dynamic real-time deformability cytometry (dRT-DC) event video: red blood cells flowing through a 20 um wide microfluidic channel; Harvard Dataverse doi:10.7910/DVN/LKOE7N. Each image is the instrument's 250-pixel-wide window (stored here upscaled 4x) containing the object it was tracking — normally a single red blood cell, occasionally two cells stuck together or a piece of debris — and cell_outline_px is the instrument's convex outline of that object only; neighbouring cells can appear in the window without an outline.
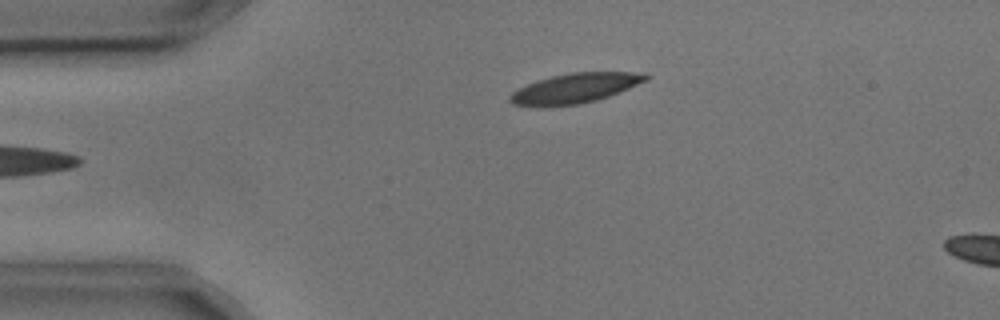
{"species": "common noctule bat (a hibernating species)", "species_latin": "Nyctalus noctula", "temperature_condition": "cold", "stored_images_in_passage": 4, "camera_frame_rate_fps": 3000, "um_per_image_px": 0.085, "animal": {"sex": "male", "body_mass_g": 17.9, "forearm_length_mm": 54.2}, "frame": {"image": 1, "passage_image": 4, "time_ms": 1.0, "image_size_px": [1000, 320], "cell_outline_px": [[648, 80], [608, 96], [596, 100], [580, 104], [512, 104], [508, 100], [508, 96], [512, 92], [536, 80], [552, 76], [572, 72], [644, 72], [648, 76]], "centroid_in_image_um": [48.93, 7.45], "position_along_channel_um": 36.1, "area_um2": 22.83}}